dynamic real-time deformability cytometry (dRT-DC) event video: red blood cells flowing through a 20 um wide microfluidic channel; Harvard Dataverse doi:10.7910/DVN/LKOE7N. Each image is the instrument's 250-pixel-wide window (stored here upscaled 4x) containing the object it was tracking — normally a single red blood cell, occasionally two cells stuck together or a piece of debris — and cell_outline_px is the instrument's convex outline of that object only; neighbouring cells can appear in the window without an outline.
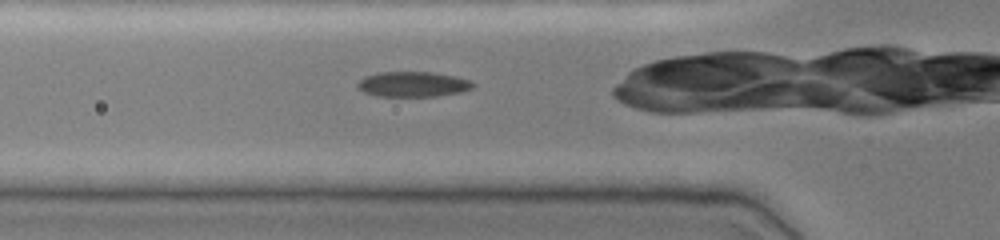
{"species": "common noctule bat (a hibernating species)", "species_latin": "Nyctalus noctula", "temperature_condition": "cold", "stored_images_in_passage": 38, "camera_frame_rate_fps": 3000, "um_per_image_px": 0.085, "animal": {"sex": "female", "body_mass_g": 19.0, "forearm_length_mm": 51.5}, "frame": {"image": 1, "passage_image": 10, "time_ms": 3.0, "image_size_px": [1000, 240], "cell_outline_px": [[476, 84], [472, 88], [464, 92], [436, 96], [380, 96], [364, 92], [356, 88], [356, 84], [364, 76], [376, 72], [432, 72], [456, 76], [468, 80]], "centroid_in_image_um": [35.09, 7.15], "position_along_channel_um": 90.7, "area_um2": 17.11}}
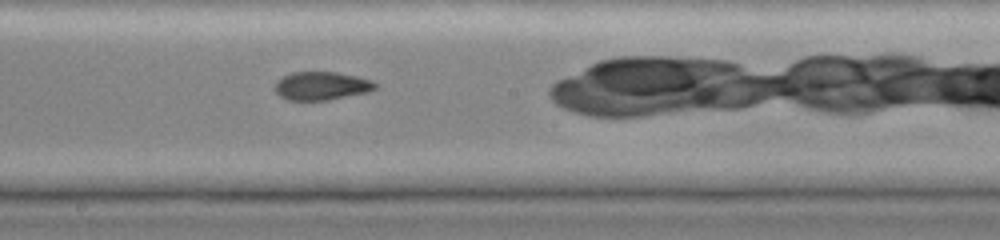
{"frame": {"image": 2, "passage_image": 20, "time_ms": 6.333, "image_size_px": [1000, 240], "cell_outline_px": [[376, 88], [368, 92], [328, 100], [288, 100], [280, 96], [272, 88], [276, 80], [292, 72], [336, 72], [356, 76], [372, 80], [376, 84]], "centroid_in_image_um": [27.29, 7.3], "position_along_channel_um": 220.9, "area_um2": 16.65}}
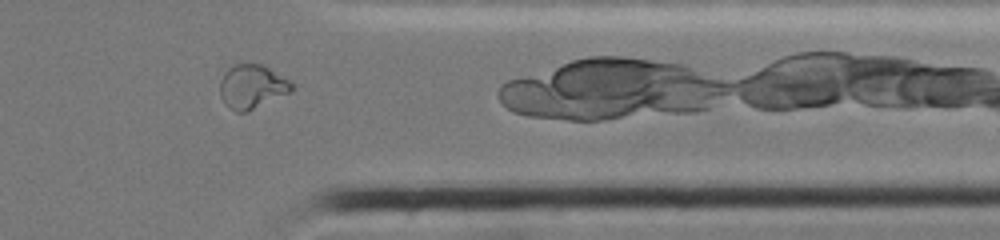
{"frame": {"image": 3, "passage_image": 33, "time_ms": 10.667, "image_size_px": [1000, 240], "cell_outline_px": [[292, 92], [248, 112], [236, 112], [224, 104], [220, 96], [220, 80], [224, 72], [228, 68], [236, 64], [264, 64], [288, 80], [292, 84]], "centroid_in_image_um": [21.41, 7.38], "position_along_channel_um": 390.0, "area_um2": 18.55}}